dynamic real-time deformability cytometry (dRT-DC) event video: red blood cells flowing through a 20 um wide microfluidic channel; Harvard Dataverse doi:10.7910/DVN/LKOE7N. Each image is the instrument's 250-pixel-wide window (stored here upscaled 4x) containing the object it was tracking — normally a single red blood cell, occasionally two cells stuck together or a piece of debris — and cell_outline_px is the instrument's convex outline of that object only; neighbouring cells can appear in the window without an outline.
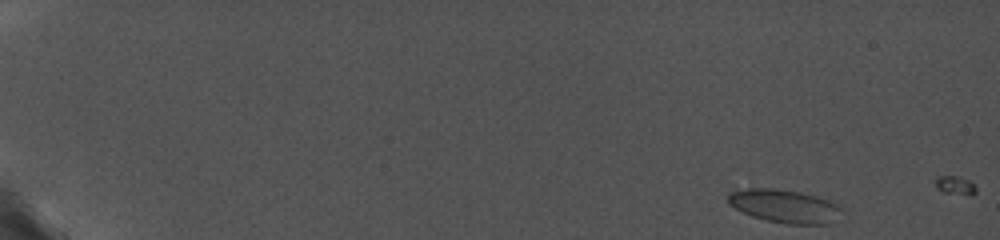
{"species": "common noctule bat (a hibernating species)", "species_latin": "Nyctalus noctula", "temperature_condition": "cold", "stored_images_in_passage": 6, "camera_frame_rate_fps": 5000, "um_per_image_px": 0.085, "animal": {"sex": "female", "body_mass_g": 19.0, "forearm_length_mm": 56.7}, "frame": {"image": 1, "passage_image": 1, "time_ms": 0.0, "image_size_px": [1000, 240], "cell_outline_px": [[844, 212], [828, 224], [788, 224], [768, 220], [752, 216], [728, 204], [728, 192], [736, 188], [772, 188], [796, 192], [816, 196], [828, 200], [836, 204]], "centroid_in_image_um": [66.64, 17.51], "position_along_channel_um": 18.4, "area_um2": 21.91}}